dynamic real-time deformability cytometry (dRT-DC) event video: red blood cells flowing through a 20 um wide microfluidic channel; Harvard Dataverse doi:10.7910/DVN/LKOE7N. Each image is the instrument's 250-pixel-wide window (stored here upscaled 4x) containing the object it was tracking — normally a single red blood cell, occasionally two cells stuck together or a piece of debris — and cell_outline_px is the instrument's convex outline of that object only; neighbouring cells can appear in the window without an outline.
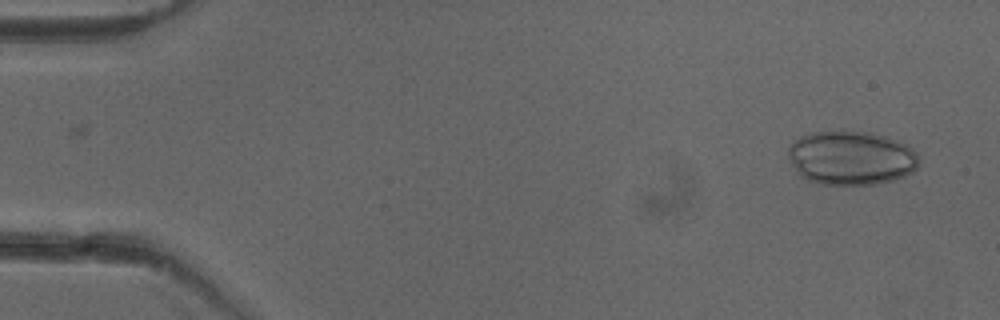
{"species": "common noctule bat (a hibernating species)", "species_latin": "Nyctalus noctula", "temperature_condition": "cold", "stored_images_in_passage": 48, "camera_frame_rate_fps": 3000, "um_per_image_px": 0.085, "animal": {"sex": "female"}, "frame": {"image": 1, "passage_image": 2, "time_ms": 0.333, "image_size_px": [1000, 320], "cell_outline_px": [[920, 164], [912, 172], [904, 176], [892, 180], [876, 184], [820, 184], [808, 180], [800, 176], [788, 160], [788, 148], [800, 136], [812, 132], [840, 128], [868, 132], [884, 136], [904, 144], [912, 148], [916, 152]], "centroid_in_image_um": [72.31, 13.39], "position_along_channel_um": 12.7, "area_um2": 41.73}}
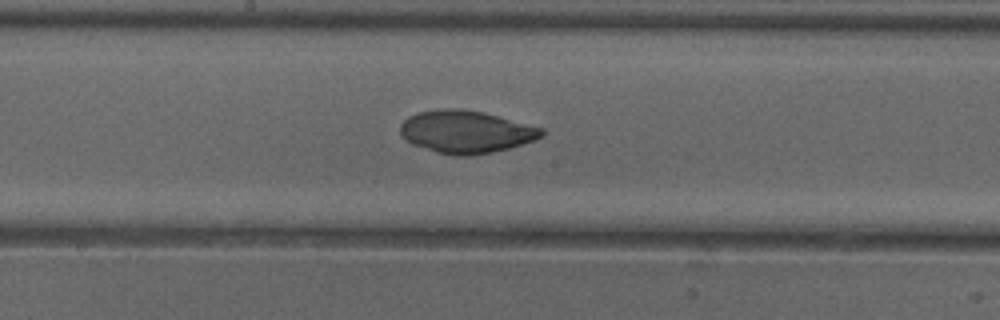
{"frame": {"image": 2, "passage_image": 26, "time_ms": 8.333, "image_size_px": [1000, 320], "cell_outline_px": [[544, 136], [536, 140], [508, 148], [492, 152], [468, 156], [456, 156], [436, 152], [412, 144], [400, 132], [400, 124], [408, 116], [416, 112], [444, 108], [460, 108], [484, 112], [544, 128]], "centroid_in_image_um": [39.62, 11.19], "position_along_channel_um": 208.6, "area_um2": 35.2}}
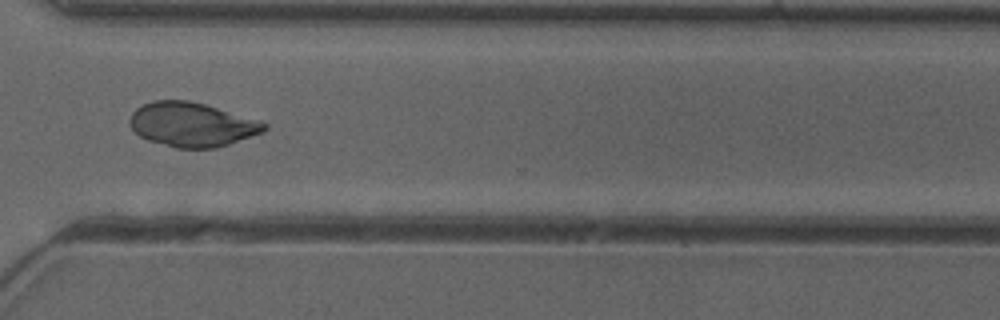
{"frame": {"image": 3, "passage_image": 37, "time_ms": 12.0, "image_size_px": [1000, 320], "cell_outline_px": [[268, 128], [264, 132], [216, 148], [176, 148], [148, 140], [140, 136], [128, 124], [128, 120], [132, 112], [140, 104], [152, 100], [188, 100], [204, 104], [260, 120], [268, 124]], "centroid_in_image_um": [16.3, 10.58], "position_along_channel_um": 354.3, "area_um2": 34.85}}